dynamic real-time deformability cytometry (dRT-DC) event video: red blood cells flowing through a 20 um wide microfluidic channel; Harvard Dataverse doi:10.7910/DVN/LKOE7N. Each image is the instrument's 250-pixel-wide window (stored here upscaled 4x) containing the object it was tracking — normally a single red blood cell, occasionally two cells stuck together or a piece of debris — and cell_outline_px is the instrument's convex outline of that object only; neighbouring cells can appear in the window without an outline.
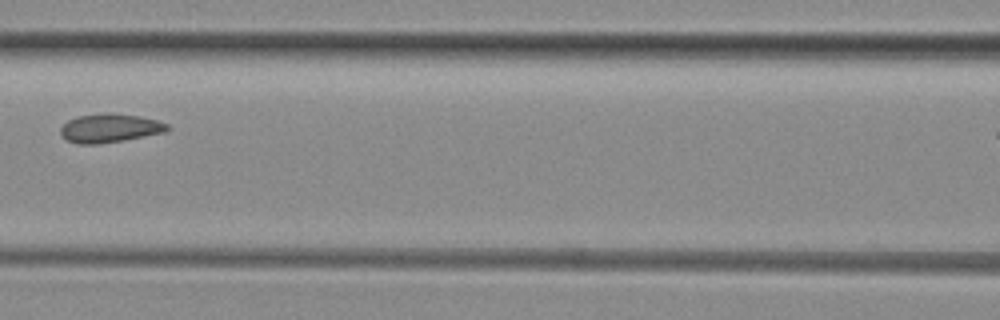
{"species": "common noctule bat (a hibernating species)", "species_latin": "Nyctalus noctula", "temperature_condition": "room temperature", "stored_images_in_passage": 7, "segment_of_instrument_passage": [1, 2], "camera_frame_rate_fps": 3000, "um_per_image_px": 0.085, "animal": {"sex": "female", "body_mass_g": 29.2, "forearm_length_mm": 56.3}, "frame": {"image": 1, "passage_image": 6, "time_ms": 5.667, "image_size_px": [1000, 320], "cell_outline_px": [[172, 128], [164, 132], [124, 140], [96, 144], [76, 144], [68, 140], [60, 132], [60, 128], [68, 120], [76, 116], [100, 112], [108, 112], [140, 116], [156, 120], [168, 124]], "centroid_in_image_um": [9.33, 10.87], "position_along_channel_um": 157.3, "area_um2": 17.98}}